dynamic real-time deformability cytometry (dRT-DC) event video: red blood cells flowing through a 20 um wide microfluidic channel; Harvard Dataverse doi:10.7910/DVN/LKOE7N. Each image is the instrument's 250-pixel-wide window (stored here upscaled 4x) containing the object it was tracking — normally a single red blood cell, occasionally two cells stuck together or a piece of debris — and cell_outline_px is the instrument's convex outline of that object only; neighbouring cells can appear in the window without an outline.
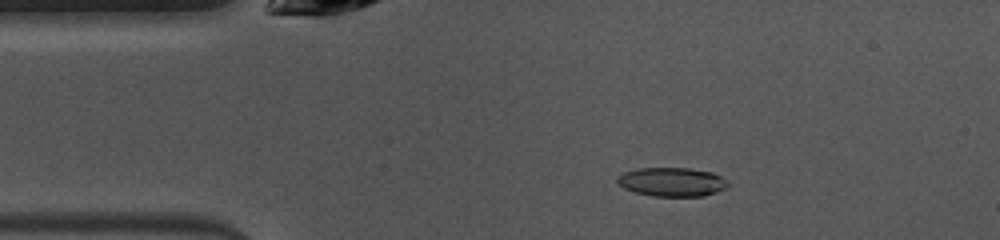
{"species": "common noctule bat (a hibernating species)", "species_latin": "Nyctalus noctula", "temperature_condition": "warm", "stored_images_in_passage": 48, "camera_frame_rate_fps": 3000, "um_per_image_px": 0.085, "animal": {"sex": "female", "body_mass_g": 10.0, "forearm_length_mm": 53.1}, "frame": {"image": 1, "passage_image": 8, "time_ms": 2.333, "image_size_px": [1000, 240], "cell_outline_px": [[728, 188], [704, 196], [652, 196], [636, 192], [624, 188], [616, 180], [616, 176], [624, 172], [636, 168], [688, 168], [712, 172], [728, 180]], "centroid_in_image_um": [57.13, 15.46], "position_along_channel_um": 27.9, "area_um2": 18.73}}
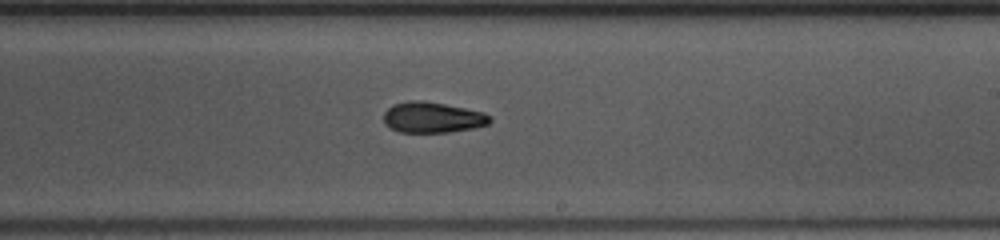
{"frame": {"image": 2, "passage_image": 27, "time_ms": 8.667, "image_size_px": [1000, 240], "cell_outline_px": [[492, 120], [488, 124], [472, 128], [448, 132], [400, 132], [384, 124], [384, 112], [392, 104], [408, 100], [420, 100], [444, 104], [484, 112]], "centroid_in_image_um": [36.73, 9.97], "position_along_channel_um": 252.3, "area_um2": 18.9}}
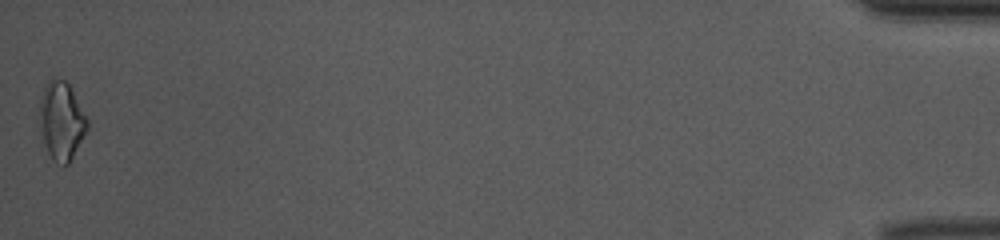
{"frame": {"image": 3, "passage_image": 48, "time_ms": 15.667, "image_size_px": [1000, 240], "cell_outline_px": [[88, 128], [68, 164], [56, 164], [52, 160], [48, 152], [44, 140], [40, 120], [40, 100], [44, 88], [48, 80], [52, 76], [64, 80], [68, 84], [88, 120]], "centroid_in_image_um": [5.22, 10.26], "position_along_channel_um": 430.0, "area_um2": 21.21}, "authors_computed_cell_mechanics": {"area_um2": 18.8428, "velocity_mm_per_s": 4.0539, "shape_relaxation_time_tau1_ms": 7.0661, "shape_relaxation_time_tau2_ms": 3.9663, "deformation_change_tau1": 0.1892, "deformation_change_tau2": 0.1099}}